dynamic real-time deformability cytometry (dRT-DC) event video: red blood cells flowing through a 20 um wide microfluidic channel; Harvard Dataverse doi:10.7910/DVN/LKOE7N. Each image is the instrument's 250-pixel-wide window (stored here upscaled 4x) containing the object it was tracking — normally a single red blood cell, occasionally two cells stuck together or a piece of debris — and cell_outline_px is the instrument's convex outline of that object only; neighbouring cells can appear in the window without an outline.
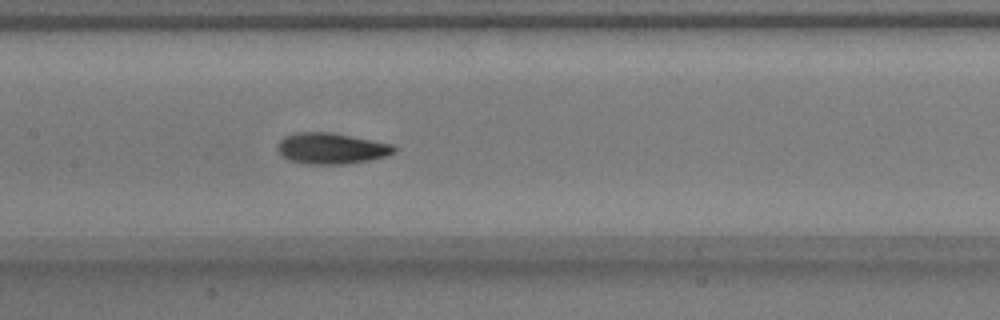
{"species": "common noctule bat (a hibernating species)", "species_latin": "Nyctalus noctula", "temperature_condition": "warm", "stored_images_in_passage": 55, "segment_of_instrument_passage": [1, 2], "camera_frame_rate_fps": 3000, "um_per_image_px": 0.085, "animal": {"sex": "male", "body_mass_g": 17.9}, "frame": {"image": 1, "passage_image": 26, "time_ms": 8.333, "image_size_px": [1000, 320], "cell_outline_px": [[396, 152], [384, 156], [368, 160], [344, 164], [304, 164], [288, 160], [276, 148], [276, 144], [284, 136], [296, 132], [332, 132], [392, 144], [396, 148]], "centroid_in_image_um": [28.12, 12.61], "position_along_channel_um": 179.3, "area_um2": 21.1}}
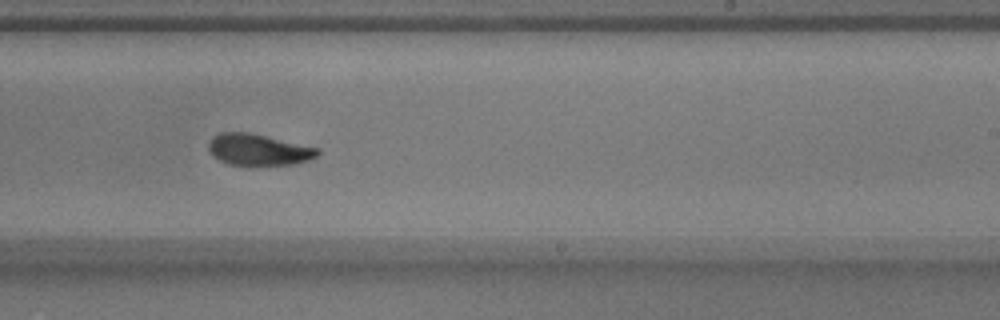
{"frame": {"image": 2, "passage_image": 33, "time_ms": 10.667, "image_size_px": [1000, 320], "cell_outline_px": [[320, 152], [316, 156], [308, 160], [292, 164], [248, 168], [228, 164], [212, 156], [208, 148], [208, 144], [212, 136], [220, 132], [248, 132], [320, 148]], "centroid_in_image_um": [21.93, 12.76], "position_along_channel_um": 267.1, "area_um2": 20.63}}
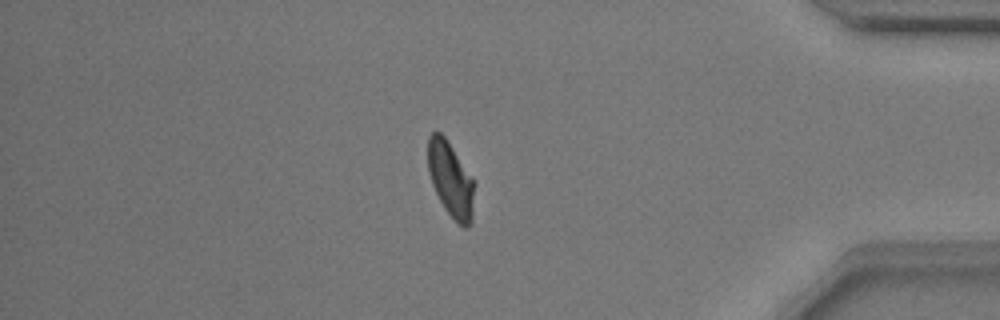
{"frame": {"image": 3, "passage_image": 46, "time_ms": 15.0, "image_size_px": [1000, 320], "cell_outline_px": [[472, 224], [468, 228], [464, 228], [444, 208], [432, 184], [428, 172], [428, 136], [432, 132], [440, 132], [444, 136], [452, 148], [472, 180]], "centroid_in_image_um": [38.26, 15.25], "position_along_channel_um": 396.9, "area_um2": 19.48}}